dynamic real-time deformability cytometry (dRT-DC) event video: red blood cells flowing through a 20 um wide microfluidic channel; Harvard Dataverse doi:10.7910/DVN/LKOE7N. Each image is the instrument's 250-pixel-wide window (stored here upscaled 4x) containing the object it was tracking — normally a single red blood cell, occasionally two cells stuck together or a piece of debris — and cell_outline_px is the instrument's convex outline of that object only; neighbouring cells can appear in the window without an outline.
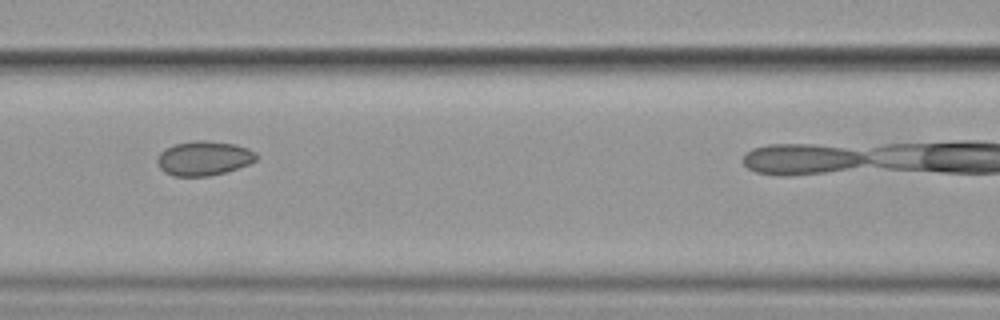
{"species": "common noctule bat (a hibernating species)", "species_latin": "Nyctalus noctula", "temperature_condition": "cold", "stored_images_in_passage": 10, "camera_frame_rate_fps": 3000, "um_per_image_px": 0.085, "animal": {"sex": "female", "body_mass_g": 19.9}, "frame": {"image": 1, "passage_image": 4, "time_ms": 3.667, "image_size_px": [1000, 320], "cell_outline_px": [[256, 160], [248, 164], [224, 172], [208, 176], [172, 176], [164, 172], [160, 168], [156, 160], [160, 152], [164, 148], [176, 144], [192, 140], [204, 140], [232, 144], [248, 148], [256, 152]], "centroid_in_image_um": [17.28, 13.45], "position_along_channel_um": 149.3, "area_um2": 19.77}}
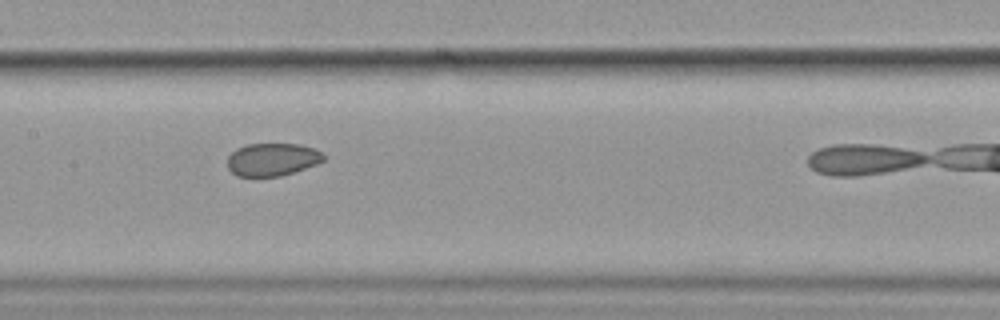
{"frame": {"image": 2, "passage_image": 5, "time_ms": 4.667, "image_size_px": [1000, 320], "cell_outline_px": [[324, 160], [316, 164], [280, 176], [236, 176], [228, 168], [228, 156], [236, 148], [248, 144], [300, 144], [316, 148], [324, 156]], "centroid_in_image_um": [23.13, 13.54], "position_along_channel_um": 184.3, "area_um2": 18.26}}